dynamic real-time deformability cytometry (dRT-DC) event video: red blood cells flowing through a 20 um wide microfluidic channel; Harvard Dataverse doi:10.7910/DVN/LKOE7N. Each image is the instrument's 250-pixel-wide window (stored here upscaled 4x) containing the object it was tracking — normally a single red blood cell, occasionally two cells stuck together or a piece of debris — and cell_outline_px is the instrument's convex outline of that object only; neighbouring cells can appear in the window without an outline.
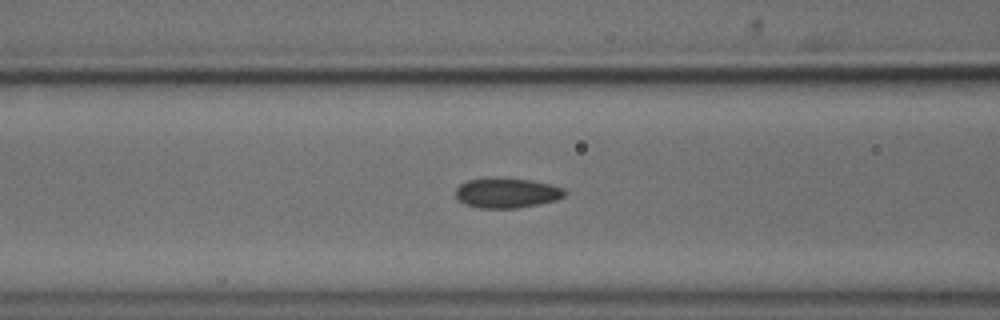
{"species": "common noctule bat (a hibernating species)", "species_latin": "Nyctalus noctula", "temperature_condition": "cold", "stored_images_in_passage": 27, "camera_frame_rate_fps": 3000, "um_per_image_px": 0.085, "animal": {"sex": "male", "body_mass_g": 18.8}, "frame": {"image": 1, "passage_image": 5, "time_ms": 1.333, "image_size_px": [1000, 320], "cell_outline_px": [[568, 192], [564, 196], [556, 200], [540, 204], [516, 208], [480, 208], [468, 204], [460, 200], [456, 196], [456, 188], [460, 184], [468, 180], [488, 176], [496, 176], [532, 180], [552, 184], [564, 188]], "centroid_in_image_um": [43.11, 16.36], "position_along_channel_um": 123.5, "area_um2": 19.48}}
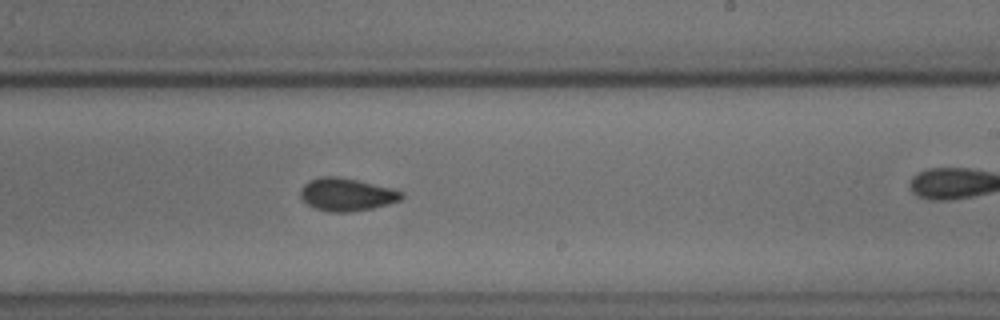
{"frame": {"image": 2, "passage_image": 16, "time_ms": 5.0, "image_size_px": [1000, 320], "cell_outline_px": [[404, 196], [400, 200], [388, 204], [372, 208], [352, 212], [328, 212], [316, 208], [308, 204], [300, 196], [300, 192], [304, 184], [308, 180], [320, 176], [336, 176], [356, 180], [392, 188], [404, 192]], "centroid_in_image_um": [29.47, 16.53], "position_along_channel_um": 259.5, "area_um2": 19.31}}
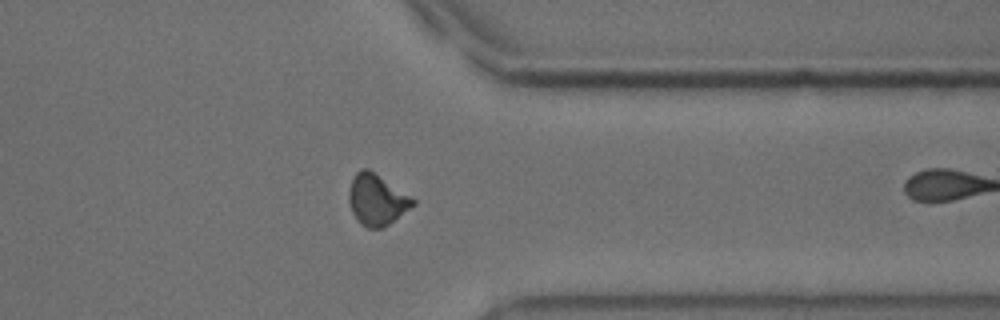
{"frame": {"image": 3, "passage_image": 26, "time_ms": 8.333, "image_size_px": [1000, 320], "cell_outline_px": [[416, 204], [384, 228], [368, 228], [360, 224], [356, 220], [352, 212], [348, 200], [348, 192], [352, 176], [360, 168], [368, 168], [412, 196], [416, 200]], "centroid_in_image_um": [32.02, 16.97], "position_along_channel_um": 379.4, "area_um2": 19.42}}